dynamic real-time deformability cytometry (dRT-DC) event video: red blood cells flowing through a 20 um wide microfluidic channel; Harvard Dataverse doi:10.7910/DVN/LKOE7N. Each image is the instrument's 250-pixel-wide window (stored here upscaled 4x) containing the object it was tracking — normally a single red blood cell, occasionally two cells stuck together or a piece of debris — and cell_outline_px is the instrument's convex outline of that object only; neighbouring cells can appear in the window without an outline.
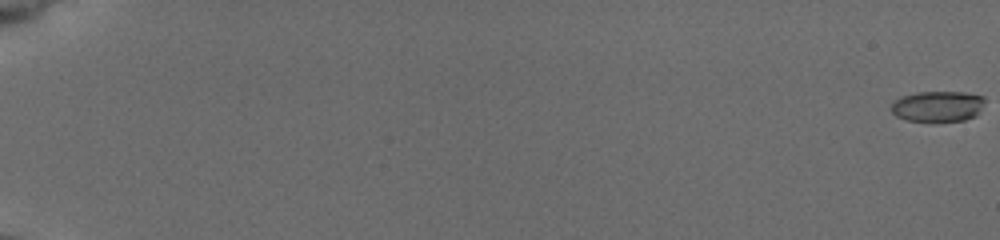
{"species": "common noctule bat (a hibernating species)", "species_latin": "Nyctalus noctula", "temperature_condition": "cold", "stored_images_in_passage": 18, "camera_frame_rate_fps": 3000, "um_per_image_px": 0.085, "animal": {"sex": "female", "body_mass_g": 19.5, "forearm_length_mm": 54.1}, "frame": {"image": 1, "passage_image": 1, "time_ms": 0.0, "image_size_px": [1000, 240], "cell_outline_px": [[984, 100], [976, 116], [964, 120], [908, 120], [896, 116], [892, 112], [892, 104], [896, 100], [904, 96], [916, 92], [964, 92], [984, 96]], "centroid_in_image_um": [79.72, 9.02], "position_along_channel_um": 5.3, "area_um2": 16.3}}
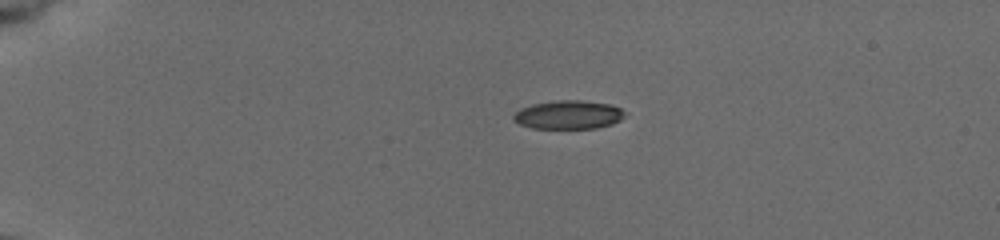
{"frame": {"image": 2, "passage_image": 13, "time_ms": 5.0, "image_size_px": [1000, 240], "cell_outline_px": [[624, 116], [620, 120], [612, 124], [596, 128], [532, 128], [520, 124], [512, 120], [512, 116], [520, 108], [532, 104], [560, 100], [580, 100], [612, 104], [620, 108], [624, 112]], "centroid_in_image_um": [48.31, 9.75], "position_along_channel_um": 36.7, "area_um2": 18.55}}
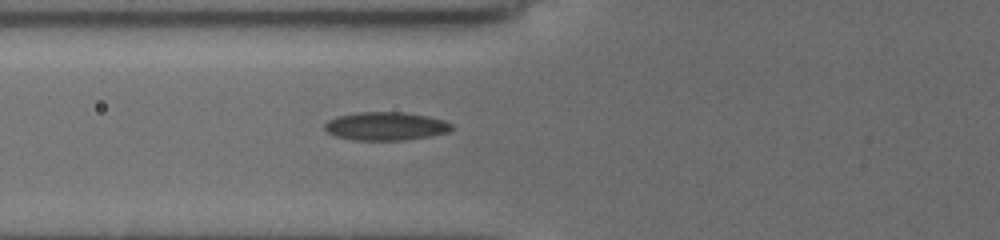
{"frame": {"image": 3, "passage_image": 18, "time_ms": 8.333, "image_size_px": [1000, 240], "cell_outline_px": [[452, 128], [448, 132], [428, 136], [404, 140], [356, 140], [336, 136], [328, 132], [324, 128], [324, 124], [328, 120], [336, 116], [356, 112], [400, 112], [428, 116], [444, 120], [452, 124]], "centroid_in_image_um": [32.76, 10.72], "position_along_channel_um": 93.0, "area_um2": 20.87}}